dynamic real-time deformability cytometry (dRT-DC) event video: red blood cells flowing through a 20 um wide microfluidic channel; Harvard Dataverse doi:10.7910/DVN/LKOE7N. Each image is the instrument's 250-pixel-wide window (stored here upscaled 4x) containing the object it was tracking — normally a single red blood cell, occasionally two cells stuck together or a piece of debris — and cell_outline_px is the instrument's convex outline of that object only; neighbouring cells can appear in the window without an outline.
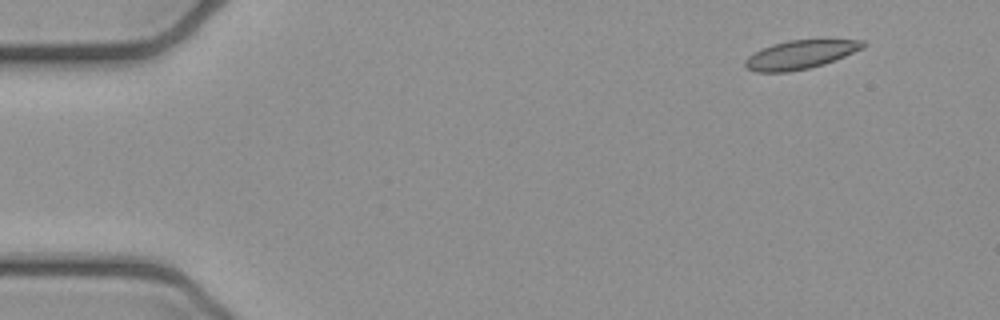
{"species": "common noctule bat (a hibernating species)", "species_latin": "Nyctalus noctula", "temperature_condition": "cold", "stored_images_in_passage": 4, "camera_frame_rate_fps": 3000, "um_per_image_px": 0.085, "animal": {"sex": "female", "body_mass_g": 21.9}, "frame": {"image": 1, "passage_image": 1, "time_ms": 0.0, "image_size_px": [1000, 320], "cell_outline_px": [[868, 44], [864, 48], [824, 64], [808, 68], [788, 72], [756, 72], [748, 68], [744, 64], [744, 60], [748, 56], [772, 44], [788, 40], [864, 40]], "centroid_in_image_um": [68.04, 4.64], "position_along_channel_um": 17.0, "area_um2": 19.48}}
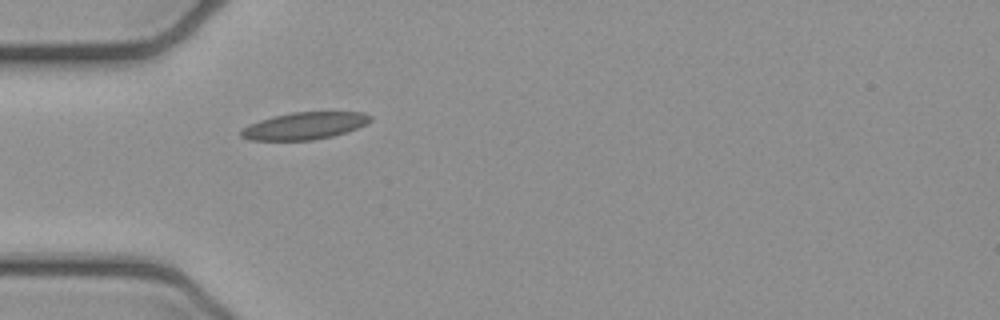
{"frame": {"image": 2, "passage_image": 4, "time_ms": 1.0, "image_size_px": [1000, 320], "cell_outline_px": [[372, 120], [368, 124], [332, 136], [312, 140], [248, 140], [240, 136], [240, 132], [248, 124], [272, 116], [292, 112], [364, 112], [372, 116]], "centroid_in_image_um": [25.88, 10.69], "position_along_channel_um": 59.1, "area_um2": 20.46}}